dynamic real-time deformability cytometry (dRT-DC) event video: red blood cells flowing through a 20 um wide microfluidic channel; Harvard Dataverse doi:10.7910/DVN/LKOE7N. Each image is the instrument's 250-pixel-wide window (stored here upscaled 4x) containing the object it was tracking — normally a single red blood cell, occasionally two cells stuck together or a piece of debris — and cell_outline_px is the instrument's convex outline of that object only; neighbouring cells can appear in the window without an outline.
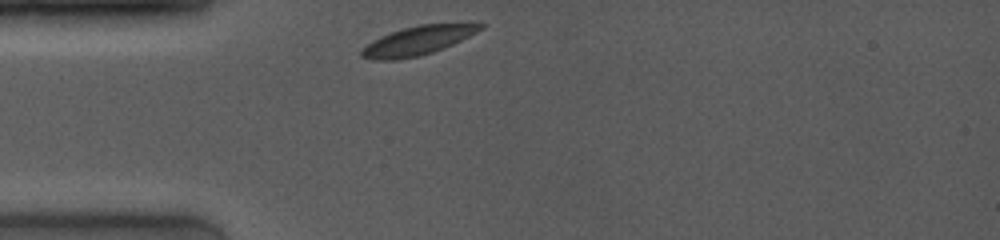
{"species": "common noctule bat (a hibernating species)", "species_latin": "Nyctalus noctula", "temperature_condition": "room temperature", "stored_images_in_passage": 40, "camera_frame_rate_fps": 4000, "um_per_image_px": 0.085, "animal": {"sex": "female", "body_mass_g": 19.0, "forearm_length_mm": 53.3}, "frame": {"image": 1, "passage_image": 1, "time_ms": 0.0, "image_size_px": [1000, 240], "cell_outline_px": [[484, 28], [444, 48], [420, 56], [396, 60], [372, 60], [360, 56], [360, 52], [372, 40], [380, 36], [404, 28], [420, 24], [484, 24]], "centroid_in_image_um": [35.45, 3.47], "position_along_channel_um": 49.5, "area_um2": 19.65}}
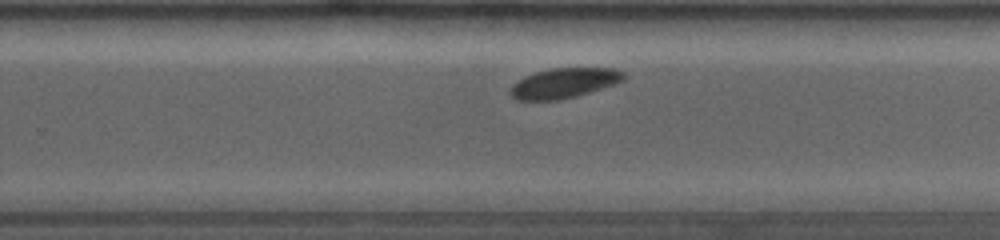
{"frame": {"image": 2, "passage_image": 26, "time_ms": 6.25, "image_size_px": [1000, 240], "cell_outline_px": [[628, 76], [624, 80], [576, 96], [560, 100], [516, 100], [508, 92], [512, 84], [516, 80], [524, 76], [536, 72], [552, 68], [616, 68], [624, 72]], "centroid_in_image_um": [47.91, 7.05], "position_along_channel_um": 281.9, "area_um2": 19.88}}
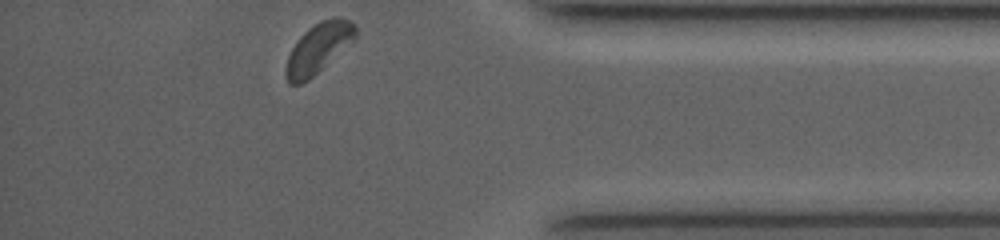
{"frame": {"image": 3, "passage_image": 40, "time_ms": 9.75, "image_size_px": [1000, 240], "cell_outline_px": [[356, 40], [308, 80], [300, 84], [288, 84], [284, 72], [284, 68], [288, 56], [292, 48], [300, 36], [308, 28], [320, 20], [332, 16], [336, 16], [348, 20], [356, 28]], "centroid_in_image_um": [27.06, 4.1], "position_along_channel_um": 408.1, "area_um2": 20.46}}